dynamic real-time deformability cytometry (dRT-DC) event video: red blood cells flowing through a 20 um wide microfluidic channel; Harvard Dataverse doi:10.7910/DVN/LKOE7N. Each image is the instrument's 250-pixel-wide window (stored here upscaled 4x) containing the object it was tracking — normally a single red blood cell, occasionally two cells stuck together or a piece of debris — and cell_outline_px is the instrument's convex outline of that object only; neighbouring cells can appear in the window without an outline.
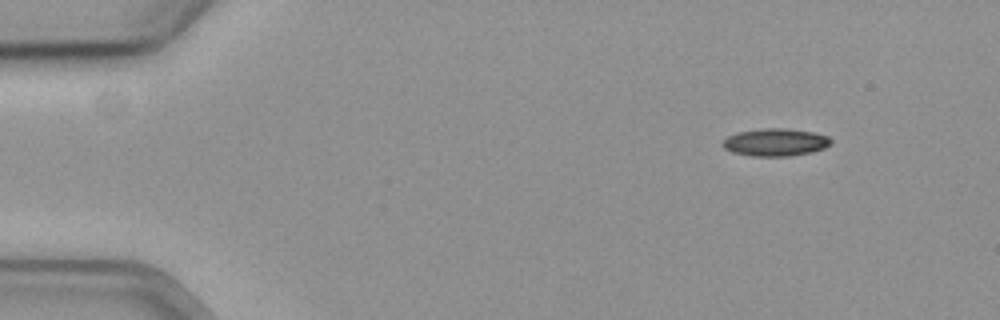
{"species": "common noctule bat (a hibernating species)", "species_latin": "Nyctalus noctula", "temperature_condition": "cold", "stored_images_in_passage": 52, "camera_frame_rate_fps": 3000, "um_per_image_px": 0.085, "animal": {"sex": "female", "body_mass_g": 19.3, "forearm_length_mm": 54.1}, "frame": {"image": 1, "passage_image": 1, "time_ms": 0.0, "image_size_px": [1000, 320], "cell_outline_px": [[832, 140], [824, 148], [812, 152], [788, 156], [752, 156], [732, 152], [724, 148], [720, 144], [728, 136], [736, 132], [760, 128], [784, 128], [812, 132], [828, 136]], "centroid_in_image_um": [65.86, 12.09], "position_along_channel_um": 19.1, "area_um2": 17.4}}
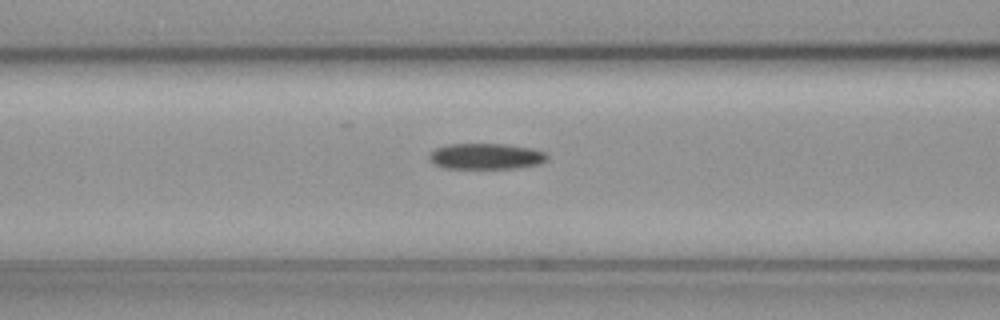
{"frame": {"image": 2, "passage_image": 18, "time_ms": 5.667, "image_size_px": [1000, 320], "cell_outline_px": [[548, 160], [540, 164], [516, 168], [444, 168], [436, 164], [428, 156], [436, 148], [448, 144], [504, 144], [532, 148], [544, 152], [548, 156]], "centroid_in_image_um": [41.36, 13.28], "position_along_channel_um": 125.2, "area_um2": 17.69}}
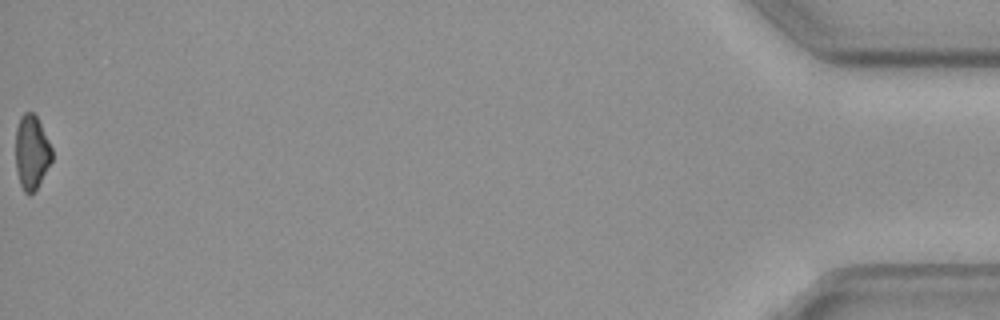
{"frame": {"image": 3, "passage_image": 52, "time_ms": 17.0, "image_size_px": [1000, 320], "cell_outline_px": [[52, 160], [36, 188], [28, 196], [24, 192], [20, 184], [16, 168], [16, 128], [20, 116], [24, 112], [32, 112], [36, 116], [52, 148]], "centroid_in_image_um": [2.67, 12.93], "position_along_channel_um": 432.5, "area_um2": 15.49}, "authors_computed_cell_mechanics": {"area_um2": 17.629, "velocity_mm_per_s": 3.6477, "shape_relaxation_time_tau1_ms": 8.0802, "shape_relaxation_time_tau2_ms": null, "deformation_change_tau1": 0.1482, "deformation_change_tau2": null}}